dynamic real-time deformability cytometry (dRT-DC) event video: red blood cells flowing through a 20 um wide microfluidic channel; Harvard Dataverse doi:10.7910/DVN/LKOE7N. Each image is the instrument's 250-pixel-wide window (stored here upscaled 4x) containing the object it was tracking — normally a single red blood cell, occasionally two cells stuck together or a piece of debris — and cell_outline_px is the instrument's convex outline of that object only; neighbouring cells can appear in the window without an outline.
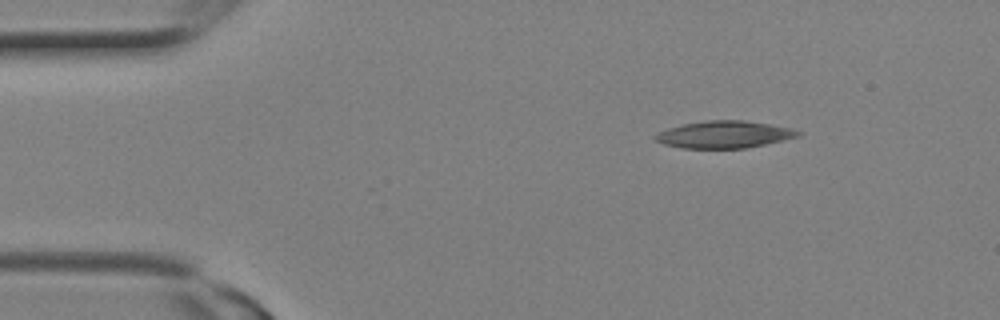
{"species": "Egyptian fruit bat (a non-hibernating species)", "species_latin": "Rousettus aegyptiacus", "temperature_condition": "room temperature", "stored_images_in_passage": 22, "camera_frame_rate_fps": 3000, "um_per_image_px": 0.085, "animal": {"sex": "female"}, "frame": {"image": 1, "passage_image": 1, "time_ms": 0.0, "image_size_px": [1000, 320], "cell_outline_px": [[800, 136], [764, 144], [744, 148], [680, 148], [664, 144], [656, 140], [652, 136], [668, 128], [684, 124], [704, 120], [744, 120], [768, 124], [788, 128], [800, 132]], "centroid_in_image_um": [61.5, 11.43], "position_along_channel_um": 23.5, "area_um2": 22.25}}
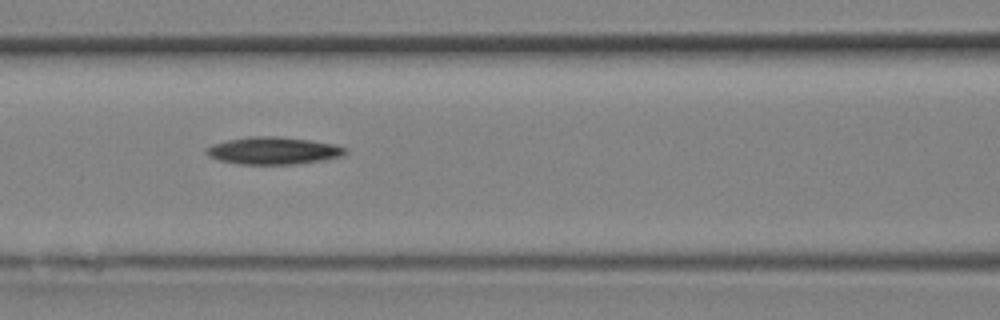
{"frame": {"image": 2, "passage_image": 8, "time_ms": 2.333, "image_size_px": [1000, 320], "cell_outline_px": [[348, 152], [344, 156], [324, 160], [296, 164], [240, 164], [220, 160], [208, 156], [204, 152], [204, 148], [212, 144], [228, 140], [252, 136], [276, 136], [308, 140], [336, 144], [348, 148]], "centroid_in_image_um": [23.26, 12.81], "position_along_channel_um": 143.3, "area_um2": 22.31}}
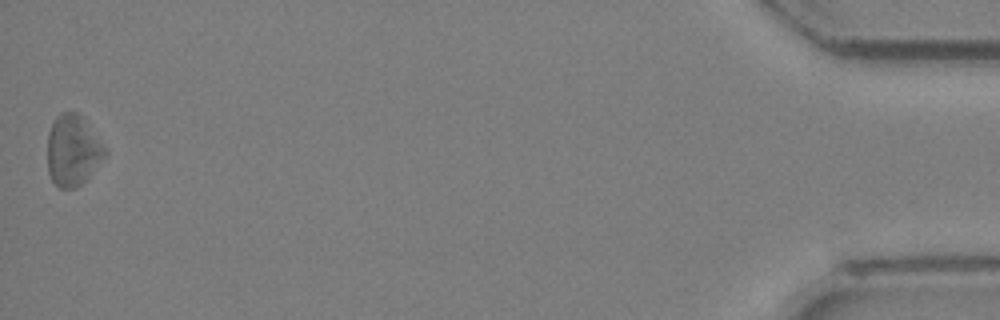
{"frame": {"image": 3, "passage_image": 22, "time_ms": 7.0, "image_size_px": [1000, 320], "cell_outline_px": [[108, 152], [88, 180], [72, 188], [60, 188], [52, 180], [48, 172], [48, 132], [56, 116], [60, 112], [80, 112], [108, 148]], "centroid_in_image_um": [6.24, 12.76], "position_along_channel_um": 429.0, "area_um2": 24.33}}